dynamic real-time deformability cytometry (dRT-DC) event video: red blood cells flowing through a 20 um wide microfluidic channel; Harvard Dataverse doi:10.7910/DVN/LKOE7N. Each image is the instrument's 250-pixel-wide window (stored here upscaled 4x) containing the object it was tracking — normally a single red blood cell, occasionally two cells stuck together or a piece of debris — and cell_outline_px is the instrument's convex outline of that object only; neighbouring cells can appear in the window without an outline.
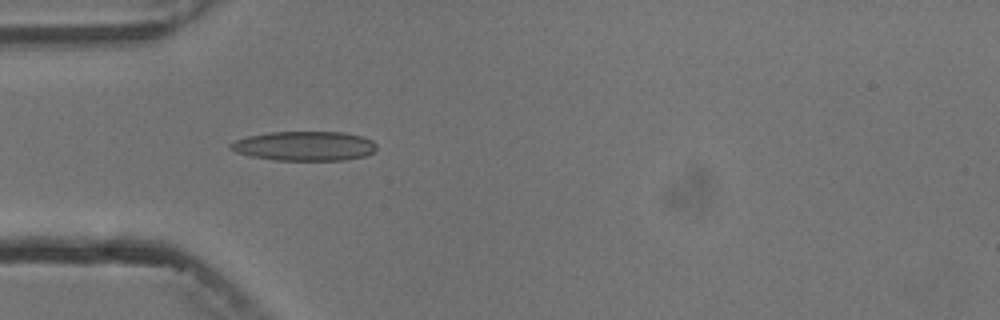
{"species": "common noctule bat (a hibernating species)", "species_latin": "Nyctalus noctula", "temperature_condition": "cold", "stored_images_in_passage": 3, "camera_frame_rate_fps": 3000, "um_per_image_px": 0.085, "animal": {"sex": "male", "body_mass_g": 13.3}, "frame": {"image": 1, "passage_image": 3, "time_ms": 3.333, "image_size_px": [1000, 320], "cell_outline_px": [[376, 148], [372, 152], [364, 156], [344, 160], [276, 160], [252, 156], [236, 152], [228, 148], [228, 144], [236, 140], [248, 136], [268, 132], [344, 132], [360, 136], [372, 140], [376, 144]], "centroid_in_image_um": [25.86, 12.41], "position_along_channel_um": 59.1, "area_um2": 24.97}}